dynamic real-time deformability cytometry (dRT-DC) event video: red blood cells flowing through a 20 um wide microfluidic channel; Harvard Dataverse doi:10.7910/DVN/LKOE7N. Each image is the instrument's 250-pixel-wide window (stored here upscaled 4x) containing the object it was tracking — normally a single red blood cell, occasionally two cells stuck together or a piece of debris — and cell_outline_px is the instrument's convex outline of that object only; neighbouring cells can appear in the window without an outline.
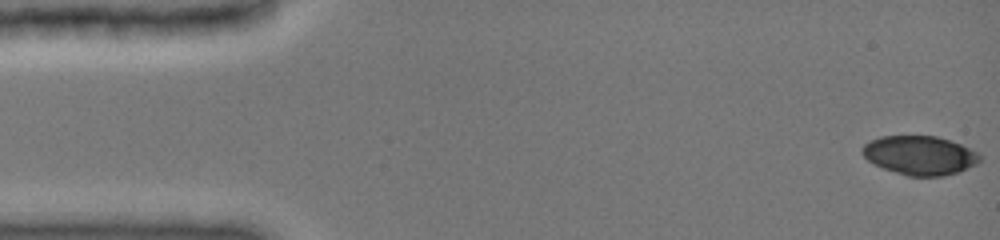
{"species": "common noctule bat (a hibernating species)", "species_latin": "Nyctalus noctula", "temperature_condition": "cold", "stored_images_in_passage": 12, "camera_frame_rate_fps": 3000, "um_per_image_px": 0.085, "animal": {"sex": "female", "body_mass_g": 19.0, "forearm_length_mm": 51.5}, "frame": {"image": 1, "passage_image": 1, "time_ms": 0.0, "image_size_px": [1000, 240], "cell_outline_px": [[980, 160], [976, 164], [960, 172], [944, 176], [908, 176], [884, 168], [868, 160], [860, 152], [860, 148], [864, 144], [880, 136], [936, 136], [960, 144], [976, 152], [980, 156]], "centroid_in_image_um": [78.17, 13.2], "position_along_channel_um": 6.8, "area_um2": 26.53}}
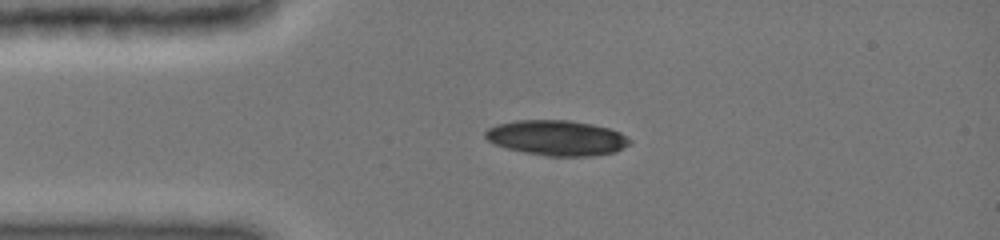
{"frame": {"image": 2, "passage_image": 7, "time_ms": 3.333, "image_size_px": [1000, 240], "cell_outline_px": [[632, 144], [616, 152], [592, 156], [544, 156], [524, 152], [508, 148], [496, 144], [488, 140], [484, 136], [484, 132], [488, 128], [496, 124], [516, 120], [568, 120], [592, 124], [608, 128], [620, 132], [632, 140]], "centroid_in_image_um": [47.36, 11.72], "position_along_channel_um": 37.6, "area_um2": 29.82}}
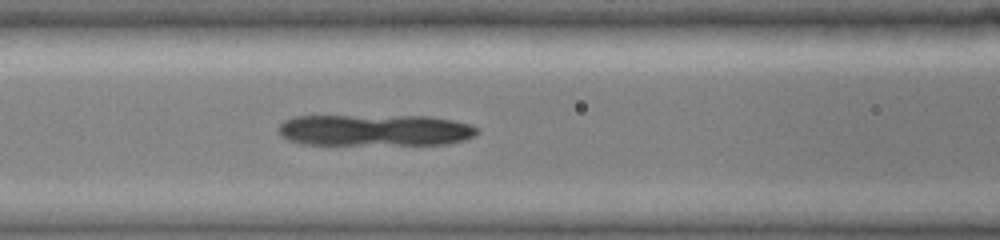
{"frame": {"image": 3, "passage_image": 12, "time_ms": 6.333, "image_size_px": [1000, 240], "cell_outline_px": [[480, 132], [464, 140], [448, 144], [300, 144], [288, 140], [280, 136], [276, 128], [284, 120], [292, 116], [428, 116], [452, 120], [468, 124], [480, 128]], "centroid_in_image_um": [31.82, 11.06], "position_along_channel_um": 134.8, "area_um2": 36.76}}